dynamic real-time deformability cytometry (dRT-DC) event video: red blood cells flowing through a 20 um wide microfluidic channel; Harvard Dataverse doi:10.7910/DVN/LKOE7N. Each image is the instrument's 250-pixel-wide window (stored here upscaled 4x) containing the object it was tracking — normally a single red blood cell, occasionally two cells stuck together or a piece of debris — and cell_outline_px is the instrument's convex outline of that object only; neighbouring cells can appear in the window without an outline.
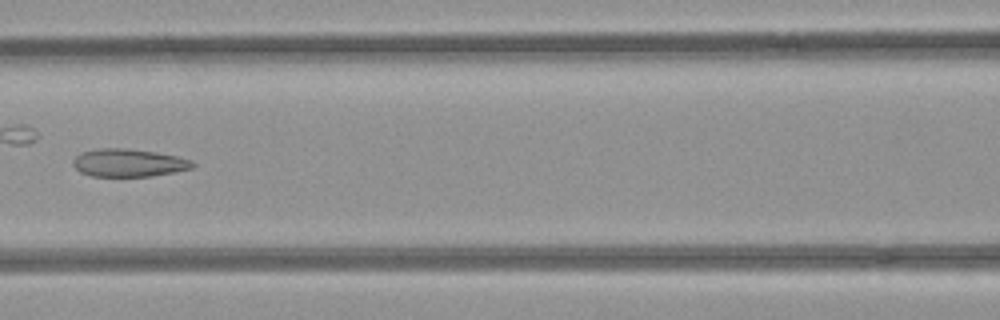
{"species": "common noctule bat (a hibernating species)", "species_latin": "Nyctalus noctula", "temperature_condition": "room temperature", "stored_images_in_passage": 7, "camera_frame_rate_fps": 3000, "um_per_image_px": 0.085, "animal": {"sex": "female", "body_mass_g": 21.9}, "frame": {"image": 1, "passage_image": 7, "time_ms": 2.0, "image_size_px": [1000, 320], "cell_outline_px": [[196, 164], [192, 168], [152, 176], [92, 176], [80, 172], [72, 164], [72, 160], [80, 152], [96, 148], [128, 148], [156, 152], [176, 156], [192, 160]], "centroid_in_image_um": [10.9, 13.83], "position_along_channel_um": 155.7, "area_um2": 19.48}}